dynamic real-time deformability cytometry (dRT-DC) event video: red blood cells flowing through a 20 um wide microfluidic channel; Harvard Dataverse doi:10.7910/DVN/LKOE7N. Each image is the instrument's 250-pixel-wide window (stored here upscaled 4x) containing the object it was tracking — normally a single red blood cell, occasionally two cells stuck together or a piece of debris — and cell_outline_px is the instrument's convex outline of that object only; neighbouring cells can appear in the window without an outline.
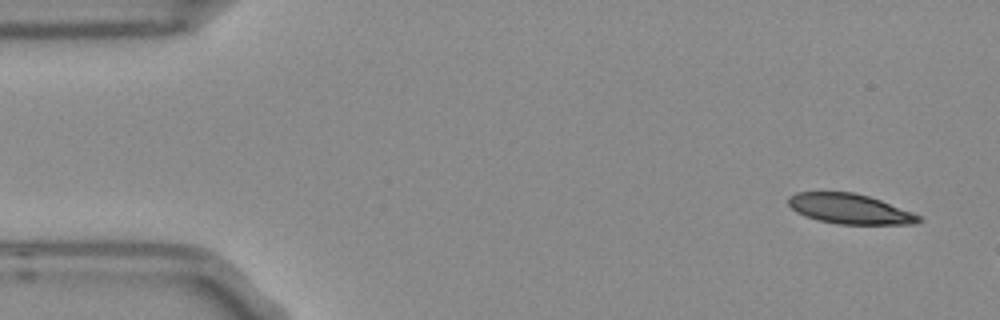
{"species": "Egyptian fruit bat (a non-hibernating species)", "species_latin": "Rousettus aegyptiacus", "temperature_condition": "room temperature", "stored_images_in_passage": 3, "camera_frame_rate_fps": 3000, "um_per_image_px": 0.085, "frame": {"image": 1, "passage_image": 1, "time_ms": 0.0, "image_size_px": [1000, 320], "cell_outline_px": [[924, 220], [916, 224], [836, 224], [804, 216], [796, 212], [788, 204], [788, 196], [796, 192], [852, 192], [868, 196], [880, 200], [912, 212], [920, 216]], "centroid_in_image_um": [72.22, 17.76], "position_along_channel_um": 12.8, "area_um2": 22.77}}